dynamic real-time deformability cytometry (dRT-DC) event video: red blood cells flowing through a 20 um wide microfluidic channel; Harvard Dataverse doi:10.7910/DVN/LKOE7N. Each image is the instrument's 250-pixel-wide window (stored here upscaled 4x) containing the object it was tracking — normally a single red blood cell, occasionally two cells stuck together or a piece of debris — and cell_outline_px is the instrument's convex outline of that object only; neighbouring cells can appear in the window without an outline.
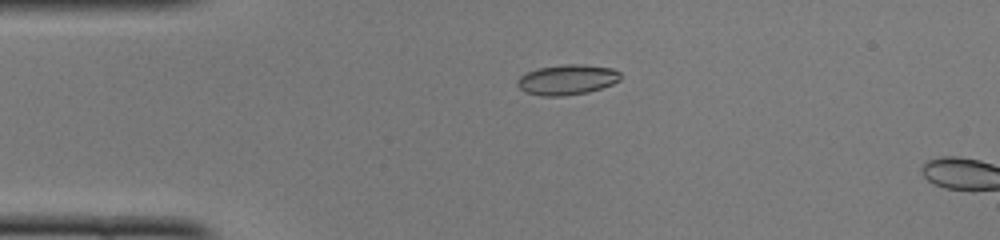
{"species": "common noctule bat (a hibernating species)", "species_latin": "Nyctalus noctula", "temperature_condition": "cold", "stored_images_in_passage": 4, "camera_frame_rate_fps": 3000, "um_per_image_px": 0.085, "animal": {"sex": "female", "body_mass_g": 22.0, "forearm_length_mm": 56.7}, "frame": {"image": 1, "passage_image": 2, "time_ms": 0.333, "image_size_px": [1000, 240], "cell_outline_px": [[620, 80], [612, 84], [588, 92], [560, 96], [540, 96], [524, 92], [516, 84], [516, 80], [520, 76], [528, 72], [540, 68], [564, 64], [580, 64], [612, 68], [620, 72]], "centroid_in_image_um": [48.18, 6.78], "position_along_channel_um": 36.8, "area_um2": 18.09}}